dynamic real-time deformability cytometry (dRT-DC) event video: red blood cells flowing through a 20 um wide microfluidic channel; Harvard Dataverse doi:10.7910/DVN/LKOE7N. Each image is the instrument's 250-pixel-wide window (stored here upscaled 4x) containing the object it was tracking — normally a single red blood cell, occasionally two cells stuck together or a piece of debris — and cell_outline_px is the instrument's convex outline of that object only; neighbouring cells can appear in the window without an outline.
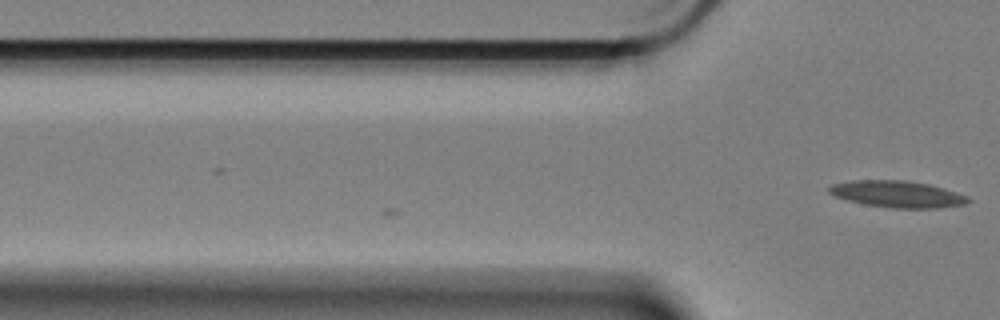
{"species": "Egyptian fruit bat (a non-hibernating species)", "species_latin": "Rousettus aegyptiacus", "temperature_condition": "cold", "stored_images_in_passage": 2, "camera_frame_rate_fps": 3000, "um_per_image_px": 0.085, "animal": {"sex": "female"}, "frame": {"image": 1, "passage_image": 2, "time_ms": 0.333, "image_size_px": [1000, 320], "cell_outline_px": [[972, 200], [964, 204], [936, 208], [892, 208], [864, 204], [848, 200], [836, 196], [828, 192], [828, 188], [832, 184], [852, 180], [904, 180], [928, 184], [944, 188], [968, 196]], "centroid_in_image_um": [76.28, 16.5], "position_along_channel_um": 49.5, "area_um2": 21.5}}